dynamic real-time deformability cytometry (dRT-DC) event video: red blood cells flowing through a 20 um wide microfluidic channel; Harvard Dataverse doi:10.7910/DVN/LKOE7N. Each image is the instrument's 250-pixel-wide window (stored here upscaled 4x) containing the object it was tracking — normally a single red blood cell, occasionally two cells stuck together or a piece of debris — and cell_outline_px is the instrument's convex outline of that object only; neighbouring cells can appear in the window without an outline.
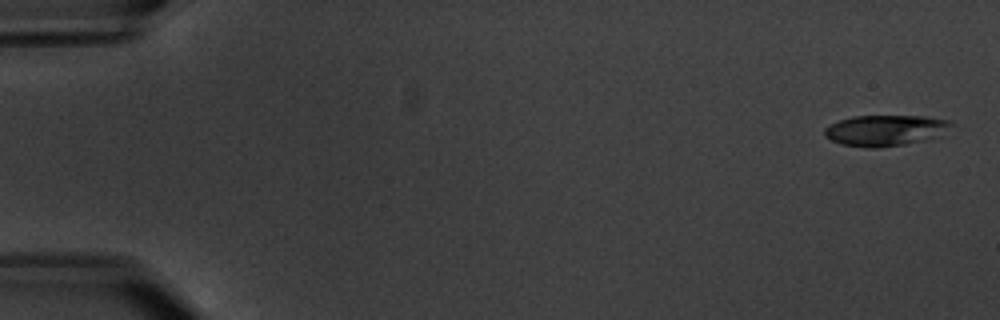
{"species": "common noctule bat (a hibernating species)", "species_latin": "Nyctalus noctula", "temperature_condition": "warm", "stored_images_in_passage": 5, "camera_frame_rate_fps": 3000, "um_per_image_px": 0.085, "animal": {"sex": "male", "body_mass_g": 20.1, "forearm_length_mm": 53.5}, "frame": {"image": 1, "passage_image": 1, "time_ms": 0.0, "image_size_px": [1000, 320], "cell_outline_px": [[952, 124], [940, 136], [924, 140], [904, 144], [876, 148], [864, 148], [840, 144], [824, 136], [824, 128], [840, 120], [852, 116], [928, 116], [952, 120]], "centroid_in_image_um": [75.25, 11.08], "position_along_channel_um": 9.7, "area_um2": 22.89}}